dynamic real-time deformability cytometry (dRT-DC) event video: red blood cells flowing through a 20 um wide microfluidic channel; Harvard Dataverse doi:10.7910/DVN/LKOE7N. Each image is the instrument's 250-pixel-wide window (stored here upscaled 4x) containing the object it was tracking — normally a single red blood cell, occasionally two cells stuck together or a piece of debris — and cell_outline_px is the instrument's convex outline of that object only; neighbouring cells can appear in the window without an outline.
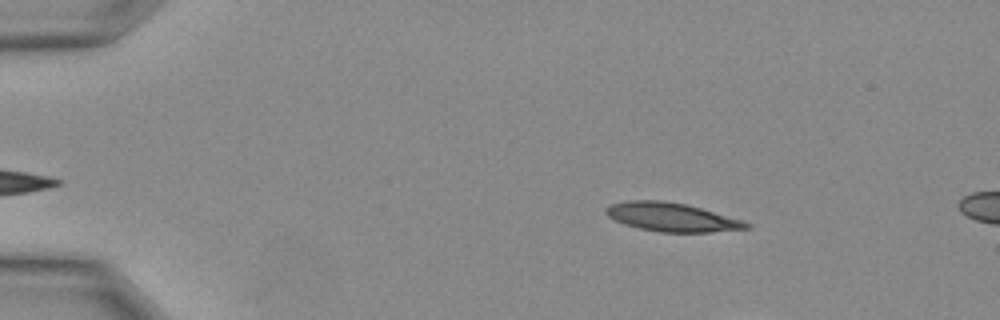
{"species": "Egyptian fruit bat (a non-hibernating species)", "species_latin": "Rousettus aegyptiacus", "temperature_condition": "warm", "stored_images_in_passage": 5, "camera_frame_rate_fps": 3000, "um_per_image_px": 0.085, "animal": {"sex": "female"}, "frame": {"image": 1, "passage_image": 2, "time_ms": 0.333, "image_size_px": [1000, 320], "cell_outline_px": [[752, 228], [712, 232], [660, 232], [640, 228], [624, 224], [608, 216], [604, 212], [604, 208], [612, 204], [628, 200], [664, 200], [684, 204], [700, 208], [744, 220], [752, 224]], "centroid_in_image_um": [57.13, 18.46], "position_along_channel_um": 27.9, "area_um2": 23.47}}